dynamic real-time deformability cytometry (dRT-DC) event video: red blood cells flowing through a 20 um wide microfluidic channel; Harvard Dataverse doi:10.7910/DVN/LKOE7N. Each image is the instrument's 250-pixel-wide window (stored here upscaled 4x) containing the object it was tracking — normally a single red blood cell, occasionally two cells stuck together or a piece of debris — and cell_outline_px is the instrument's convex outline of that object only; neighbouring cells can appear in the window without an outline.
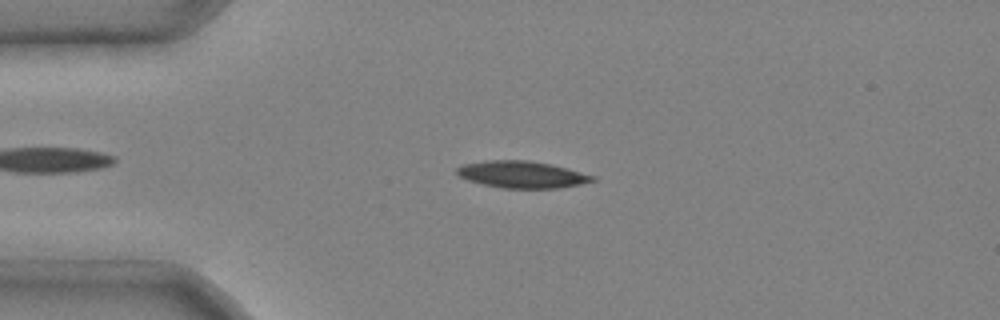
{"species": "common noctule bat (a hibernating species)", "species_latin": "Nyctalus noctula", "temperature_condition": "cold", "stored_images_in_passage": 6, "camera_frame_rate_fps": 3000, "um_per_image_px": 0.085, "animal": {"sex": "male", "body_mass_g": 20.4}, "frame": {"image": 1, "passage_image": 3, "time_ms": 0.667, "image_size_px": [1000, 320], "cell_outline_px": [[596, 180], [580, 184], [556, 188], [504, 188], [484, 184], [468, 180], [460, 176], [456, 172], [456, 168], [464, 164], [488, 160], [528, 160], [552, 164], [568, 168], [596, 176]], "centroid_in_image_um": [44.39, 14.82], "position_along_channel_um": 40.6, "area_um2": 21.15}}
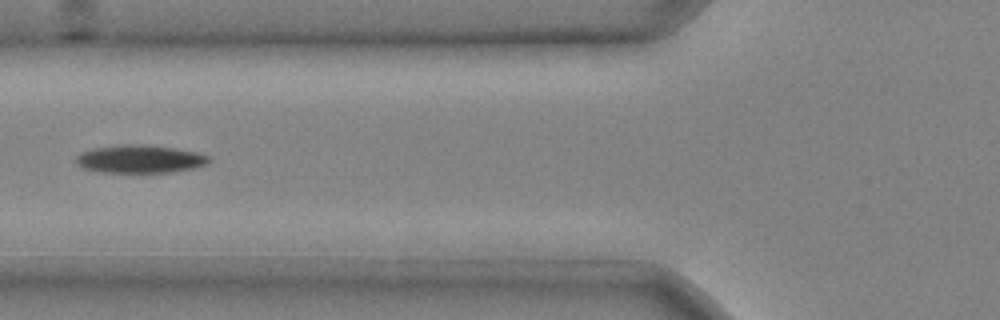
{"frame": {"image": 2, "passage_image": 5, "time_ms": 1.333, "image_size_px": [1000, 320], "cell_outline_px": [[212, 160], [208, 164], [196, 168], [172, 172], [100, 172], [84, 168], [76, 164], [76, 156], [80, 152], [96, 148], [116, 144], [144, 144], [176, 148], [196, 152], [208, 156]], "centroid_in_image_um": [11.91, 13.51], "position_along_channel_um": 113.9, "area_um2": 21.91}}
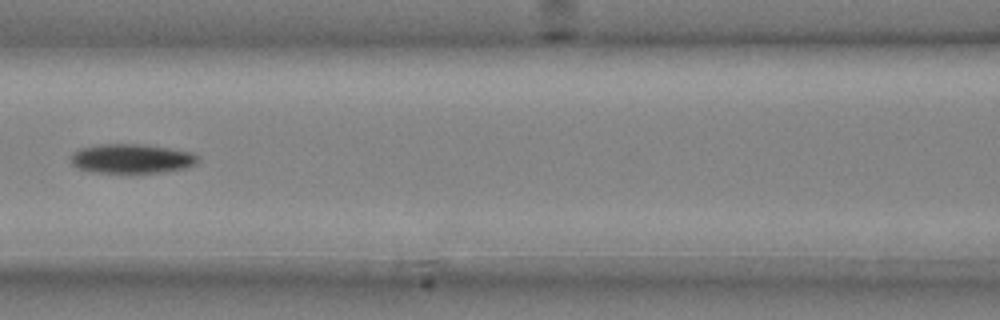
{"frame": {"image": 3, "passage_image": 6, "time_ms": 1.667, "image_size_px": [1000, 320], "cell_outline_px": [[200, 160], [196, 164], [188, 168], [160, 172], [96, 172], [80, 168], [72, 164], [72, 156], [80, 148], [104, 144], [144, 144], [192, 152], [200, 156]], "centroid_in_image_um": [11.29, 13.48], "position_along_channel_um": 155.3, "area_um2": 21.5}}